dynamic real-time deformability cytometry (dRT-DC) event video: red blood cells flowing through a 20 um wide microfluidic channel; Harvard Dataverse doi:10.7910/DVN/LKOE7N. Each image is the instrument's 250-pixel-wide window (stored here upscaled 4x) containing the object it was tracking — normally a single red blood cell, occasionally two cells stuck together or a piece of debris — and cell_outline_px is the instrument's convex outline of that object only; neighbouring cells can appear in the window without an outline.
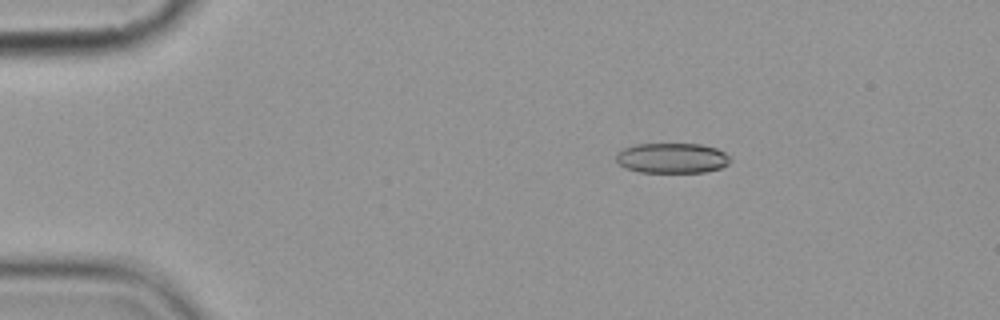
{"species": "common noctule bat (a hibernating species)", "species_latin": "Nyctalus noctula", "temperature_condition": "cold", "stored_images_in_passage": 4, "camera_frame_rate_fps": 3000, "um_per_image_px": 0.085, "animal": {"sex": "female", "body_mass_g": 19.9}, "frame": {"image": 1, "passage_image": 3, "time_ms": 2.333, "image_size_px": [1000, 320], "cell_outline_px": [[732, 160], [728, 164], [720, 168], [704, 172], [640, 172], [624, 168], [616, 160], [616, 152], [624, 148], [636, 144], [700, 144], [716, 148], [724, 152]], "centroid_in_image_um": [57.11, 13.44], "position_along_channel_um": 27.9, "area_um2": 20.11}}